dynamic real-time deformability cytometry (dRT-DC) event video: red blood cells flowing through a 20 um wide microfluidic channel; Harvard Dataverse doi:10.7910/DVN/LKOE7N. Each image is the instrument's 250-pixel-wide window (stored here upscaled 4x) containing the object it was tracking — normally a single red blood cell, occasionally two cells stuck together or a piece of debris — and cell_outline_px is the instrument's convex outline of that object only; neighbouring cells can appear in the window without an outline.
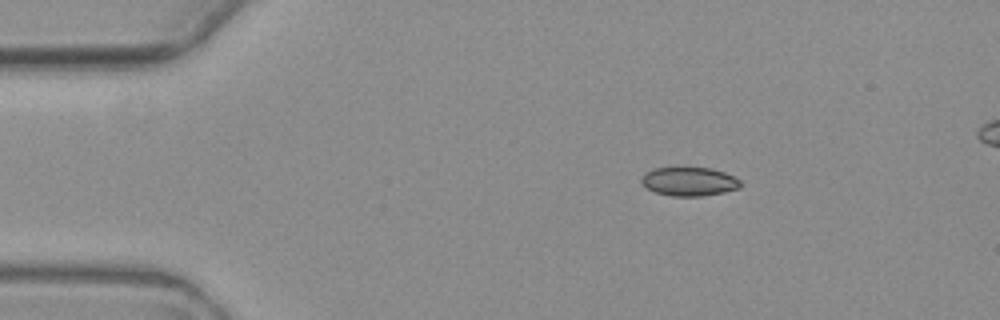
{"species": "common noctule bat (a hibernating species)", "species_latin": "Nyctalus noctula", "temperature_condition": "warm", "stored_images_in_passage": 4, "camera_frame_rate_fps": 3000, "um_per_image_px": 0.085, "animal": {"sex": "female", "body_mass_g": 19.3, "forearm_length_mm": 54.1}, "frame": {"image": 1, "passage_image": 2, "time_ms": 1.667, "image_size_px": [1000, 320], "cell_outline_px": [[740, 188], [724, 192], [704, 196], [672, 196], [656, 192], [648, 188], [640, 180], [648, 172], [656, 168], [712, 168], [724, 172], [740, 180]], "centroid_in_image_um": [58.63, 15.44], "position_along_channel_um": 26.4, "area_um2": 16.3}}